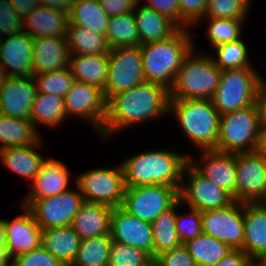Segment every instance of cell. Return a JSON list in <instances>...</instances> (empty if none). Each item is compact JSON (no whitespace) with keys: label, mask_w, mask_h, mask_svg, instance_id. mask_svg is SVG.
<instances>
[{"label":"cell","mask_w":266,"mask_h":266,"mask_svg":"<svg viewBox=\"0 0 266 266\" xmlns=\"http://www.w3.org/2000/svg\"><path fill=\"white\" fill-rule=\"evenodd\" d=\"M168 111L169 90L164 85L145 81L107 100L106 118L99 138L108 140L125 129L157 121L162 116L167 117Z\"/></svg>","instance_id":"obj_1"},{"label":"cell","mask_w":266,"mask_h":266,"mask_svg":"<svg viewBox=\"0 0 266 266\" xmlns=\"http://www.w3.org/2000/svg\"><path fill=\"white\" fill-rule=\"evenodd\" d=\"M188 154L166 149H151L122 160L125 187L166 185L180 191Z\"/></svg>","instance_id":"obj_2"},{"label":"cell","mask_w":266,"mask_h":266,"mask_svg":"<svg viewBox=\"0 0 266 266\" xmlns=\"http://www.w3.org/2000/svg\"><path fill=\"white\" fill-rule=\"evenodd\" d=\"M194 38L192 29L180 28L164 41L140 45L146 82L164 85L169 90L185 57L194 48Z\"/></svg>","instance_id":"obj_3"},{"label":"cell","mask_w":266,"mask_h":266,"mask_svg":"<svg viewBox=\"0 0 266 266\" xmlns=\"http://www.w3.org/2000/svg\"><path fill=\"white\" fill-rule=\"evenodd\" d=\"M168 114L197 151L217 150L220 114L211 99L169 100Z\"/></svg>","instance_id":"obj_4"},{"label":"cell","mask_w":266,"mask_h":266,"mask_svg":"<svg viewBox=\"0 0 266 266\" xmlns=\"http://www.w3.org/2000/svg\"><path fill=\"white\" fill-rule=\"evenodd\" d=\"M194 48L185 57L178 70L173 86L169 89V100L211 99L219 85L222 70L215 64L210 53H199Z\"/></svg>","instance_id":"obj_5"},{"label":"cell","mask_w":266,"mask_h":266,"mask_svg":"<svg viewBox=\"0 0 266 266\" xmlns=\"http://www.w3.org/2000/svg\"><path fill=\"white\" fill-rule=\"evenodd\" d=\"M260 125L255 104L221 115L217 150L228 153L254 152Z\"/></svg>","instance_id":"obj_6"},{"label":"cell","mask_w":266,"mask_h":266,"mask_svg":"<svg viewBox=\"0 0 266 266\" xmlns=\"http://www.w3.org/2000/svg\"><path fill=\"white\" fill-rule=\"evenodd\" d=\"M257 68H234L222 70L219 85L211 100L221 115L255 104Z\"/></svg>","instance_id":"obj_7"},{"label":"cell","mask_w":266,"mask_h":266,"mask_svg":"<svg viewBox=\"0 0 266 266\" xmlns=\"http://www.w3.org/2000/svg\"><path fill=\"white\" fill-rule=\"evenodd\" d=\"M84 201L116 208L123 204L125 183L121 163L112 168L97 167L78 174L74 180Z\"/></svg>","instance_id":"obj_8"},{"label":"cell","mask_w":266,"mask_h":266,"mask_svg":"<svg viewBox=\"0 0 266 266\" xmlns=\"http://www.w3.org/2000/svg\"><path fill=\"white\" fill-rule=\"evenodd\" d=\"M179 190L166 185L126 187L121 207L129 214L152 223L178 201Z\"/></svg>","instance_id":"obj_9"},{"label":"cell","mask_w":266,"mask_h":266,"mask_svg":"<svg viewBox=\"0 0 266 266\" xmlns=\"http://www.w3.org/2000/svg\"><path fill=\"white\" fill-rule=\"evenodd\" d=\"M55 196L37 200H22L20 203L33 214L39 227L49 229L70 226L82 203L83 195L78 186Z\"/></svg>","instance_id":"obj_10"},{"label":"cell","mask_w":266,"mask_h":266,"mask_svg":"<svg viewBox=\"0 0 266 266\" xmlns=\"http://www.w3.org/2000/svg\"><path fill=\"white\" fill-rule=\"evenodd\" d=\"M179 198L183 206H188L186 209L200 212L223 208L235 201L228 191L213 184L189 162L183 172Z\"/></svg>","instance_id":"obj_11"},{"label":"cell","mask_w":266,"mask_h":266,"mask_svg":"<svg viewBox=\"0 0 266 266\" xmlns=\"http://www.w3.org/2000/svg\"><path fill=\"white\" fill-rule=\"evenodd\" d=\"M108 56V79L103 91L106 101L112 95L132 89L146 81L140 46L111 48Z\"/></svg>","instance_id":"obj_12"},{"label":"cell","mask_w":266,"mask_h":266,"mask_svg":"<svg viewBox=\"0 0 266 266\" xmlns=\"http://www.w3.org/2000/svg\"><path fill=\"white\" fill-rule=\"evenodd\" d=\"M106 102L98 87L75 80L64 96V109L67 118L83 119L100 135L106 118Z\"/></svg>","instance_id":"obj_13"},{"label":"cell","mask_w":266,"mask_h":266,"mask_svg":"<svg viewBox=\"0 0 266 266\" xmlns=\"http://www.w3.org/2000/svg\"><path fill=\"white\" fill-rule=\"evenodd\" d=\"M236 201L266 202V157L263 154L236 153Z\"/></svg>","instance_id":"obj_14"},{"label":"cell","mask_w":266,"mask_h":266,"mask_svg":"<svg viewBox=\"0 0 266 266\" xmlns=\"http://www.w3.org/2000/svg\"><path fill=\"white\" fill-rule=\"evenodd\" d=\"M202 233L224 242L232 249H241L244 240V203L232 204L201 212Z\"/></svg>","instance_id":"obj_15"},{"label":"cell","mask_w":266,"mask_h":266,"mask_svg":"<svg viewBox=\"0 0 266 266\" xmlns=\"http://www.w3.org/2000/svg\"><path fill=\"white\" fill-rule=\"evenodd\" d=\"M197 152L200 159L189 154V163L213 184L228 191L236 201V153L216 149Z\"/></svg>","instance_id":"obj_16"},{"label":"cell","mask_w":266,"mask_h":266,"mask_svg":"<svg viewBox=\"0 0 266 266\" xmlns=\"http://www.w3.org/2000/svg\"><path fill=\"white\" fill-rule=\"evenodd\" d=\"M110 235L114 242L139 248L153 258L151 223L129 214L121 206L112 210Z\"/></svg>","instance_id":"obj_17"},{"label":"cell","mask_w":266,"mask_h":266,"mask_svg":"<svg viewBox=\"0 0 266 266\" xmlns=\"http://www.w3.org/2000/svg\"><path fill=\"white\" fill-rule=\"evenodd\" d=\"M33 40L34 38L23 30L0 39V68L6 76L30 77L34 75Z\"/></svg>","instance_id":"obj_18"},{"label":"cell","mask_w":266,"mask_h":266,"mask_svg":"<svg viewBox=\"0 0 266 266\" xmlns=\"http://www.w3.org/2000/svg\"><path fill=\"white\" fill-rule=\"evenodd\" d=\"M36 94L37 85L33 76H6L0 88V114L30 119Z\"/></svg>","instance_id":"obj_19"},{"label":"cell","mask_w":266,"mask_h":266,"mask_svg":"<svg viewBox=\"0 0 266 266\" xmlns=\"http://www.w3.org/2000/svg\"><path fill=\"white\" fill-rule=\"evenodd\" d=\"M20 207L23 214L13 220L4 218L6 249L12 258L40 247L42 241V229L35 221L32 212L22 204Z\"/></svg>","instance_id":"obj_20"},{"label":"cell","mask_w":266,"mask_h":266,"mask_svg":"<svg viewBox=\"0 0 266 266\" xmlns=\"http://www.w3.org/2000/svg\"><path fill=\"white\" fill-rule=\"evenodd\" d=\"M70 175L64 162L53 157L46 159L36 178L29 183V192L23 200H37L67 191L70 189Z\"/></svg>","instance_id":"obj_21"},{"label":"cell","mask_w":266,"mask_h":266,"mask_svg":"<svg viewBox=\"0 0 266 266\" xmlns=\"http://www.w3.org/2000/svg\"><path fill=\"white\" fill-rule=\"evenodd\" d=\"M70 50L66 37H38L33 40L32 63L34 75L69 66Z\"/></svg>","instance_id":"obj_22"},{"label":"cell","mask_w":266,"mask_h":266,"mask_svg":"<svg viewBox=\"0 0 266 266\" xmlns=\"http://www.w3.org/2000/svg\"><path fill=\"white\" fill-rule=\"evenodd\" d=\"M242 251L253 261L266 252V202L244 203Z\"/></svg>","instance_id":"obj_23"},{"label":"cell","mask_w":266,"mask_h":266,"mask_svg":"<svg viewBox=\"0 0 266 266\" xmlns=\"http://www.w3.org/2000/svg\"><path fill=\"white\" fill-rule=\"evenodd\" d=\"M42 143L41 139L33 145L0 149L1 164L32 183L47 159L39 152Z\"/></svg>","instance_id":"obj_24"},{"label":"cell","mask_w":266,"mask_h":266,"mask_svg":"<svg viewBox=\"0 0 266 266\" xmlns=\"http://www.w3.org/2000/svg\"><path fill=\"white\" fill-rule=\"evenodd\" d=\"M68 21L67 13L39 5L22 19V30L32 38L66 37Z\"/></svg>","instance_id":"obj_25"},{"label":"cell","mask_w":266,"mask_h":266,"mask_svg":"<svg viewBox=\"0 0 266 266\" xmlns=\"http://www.w3.org/2000/svg\"><path fill=\"white\" fill-rule=\"evenodd\" d=\"M134 18L140 38V45L164 41L174 35L180 28L165 15L138 2Z\"/></svg>","instance_id":"obj_26"},{"label":"cell","mask_w":266,"mask_h":266,"mask_svg":"<svg viewBox=\"0 0 266 266\" xmlns=\"http://www.w3.org/2000/svg\"><path fill=\"white\" fill-rule=\"evenodd\" d=\"M113 208L104 204L84 201L71 224L81 240L110 234Z\"/></svg>","instance_id":"obj_27"},{"label":"cell","mask_w":266,"mask_h":266,"mask_svg":"<svg viewBox=\"0 0 266 266\" xmlns=\"http://www.w3.org/2000/svg\"><path fill=\"white\" fill-rule=\"evenodd\" d=\"M75 80L88 83L104 91L108 79V54L70 55L69 66Z\"/></svg>","instance_id":"obj_28"},{"label":"cell","mask_w":266,"mask_h":266,"mask_svg":"<svg viewBox=\"0 0 266 266\" xmlns=\"http://www.w3.org/2000/svg\"><path fill=\"white\" fill-rule=\"evenodd\" d=\"M80 241L71 225L42 230L41 246L64 266H71L79 250Z\"/></svg>","instance_id":"obj_29"},{"label":"cell","mask_w":266,"mask_h":266,"mask_svg":"<svg viewBox=\"0 0 266 266\" xmlns=\"http://www.w3.org/2000/svg\"><path fill=\"white\" fill-rule=\"evenodd\" d=\"M41 139L30 119L0 114V149L33 145Z\"/></svg>","instance_id":"obj_30"},{"label":"cell","mask_w":266,"mask_h":266,"mask_svg":"<svg viewBox=\"0 0 266 266\" xmlns=\"http://www.w3.org/2000/svg\"><path fill=\"white\" fill-rule=\"evenodd\" d=\"M66 119L68 120L63 97L37 92L30 115V120L36 129L37 126L55 129L62 126Z\"/></svg>","instance_id":"obj_31"},{"label":"cell","mask_w":266,"mask_h":266,"mask_svg":"<svg viewBox=\"0 0 266 266\" xmlns=\"http://www.w3.org/2000/svg\"><path fill=\"white\" fill-rule=\"evenodd\" d=\"M66 38L70 55L108 54L111 49L105 35L73 23L67 25Z\"/></svg>","instance_id":"obj_32"},{"label":"cell","mask_w":266,"mask_h":266,"mask_svg":"<svg viewBox=\"0 0 266 266\" xmlns=\"http://www.w3.org/2000/svg\"><path fill=\"white\" fill-rule=\"evenodd\" d=\"M68 17V23L88 27L90 31L106 36L109 16L98 0H74Z\"/></svg>","instance_id":"obj_33"},{"label":"cell","mask_w":266,"mask_h":266,"mask_svg":"<svg viewBox=\"0 0 266 266\" xmlns=\"http://www.w3.org/2000/svg\"><path fill=\"white\" fill-rule=\"evenodd\" d=\"M183 245L197 266H214L232 250L224 242L204 233L187 240Z\"/></svg>","instance_id":"obj_34"},{"label":"cell","mask_w":266,"mask_h":266,"mask_svg":"<svg viewBox=\"0 0 266 266\" xmlns=\"http://www.w3.org/2000/svg\"><path fill=\"white\" fill-rule=\"evenodd\" d=\"M176 211L177 203L151 223L153 258L182 244L178 239L176 231Z\"/></svg>","instance_id":"obj_35"},{"label":"cell","mask_w":266,"mask_h":266,"mask_svg":"<svg viewBox=\"0 0 266 266\" xmlns=\"http://www.w3.org/2000/svg\"><path fill=\"white\" fill-rule=\"evenodd\" d=\"M106 39L110 48L140 46L134 13L109 17Z\"/></svg>","instance_id":"obj_36"},{"label":"cell","mask_w":266,"mask_h":266,"mask_svg":"<svg viewBox=\"0 0 266 266\" xmlns=\"http://www.w3.org/2000/svg\"><path fill=\"white\" fill-rule=\"evenodd\" d=\"M112 242L110 234L81 240L71 266H108Z\"/></svg>","instance_id":"obj_37"},{"label":"cell","mask_w":266,"mask_h":266,"mask_svg":"<svg viewBox=\"0 0 266 266\" xmlns=\"http://www.w3.org/2000/svg\"><path fill=\"white\" fill-rule=\"evenodd\" d=\"M243 37L237 41L220 44L213 48L215 54H210L215 64L221 70L234 68H255L251 62Z\"/></svg>","instance_id":"obj_38"},{"label":"cell","mask_w":266,"mask_h":266,"mask_svg":"<svg viewBox=\"0 0 266 266\" xmlns=\"http://www.w3.org/2000/svg\"><path fill=\"white\" fill-rule=\"evenodd\" d=\"M206 21L207 40L209 45L214 48L220 44L234 42L243 37V24L245 20L203 18L199 22Z\"/></svg>","instance_id":"obj_39"},{"label":"cell","mask_w":266,"mask_h":266,"mask_svg":"<svg viewBox=\"0 0 266 266\" xmlns=\"http://www.w3.org/2000/svg\"><path fill=\"white\" fill-rule=\"evenodd\" d=\"M33 77L37 85V92L54 94L63 98L75 81L69 67L33 75Z\"/></svg>","instance_id":"obj_40"},{"label":"cell","mask_w":266,"mask_h":266,"mask_svg":"<svg viewBox=\"0 0 266 266\" xmlns=\"http://www.w3.org/2000/svg\"><path fill=\"white\" fill-rule=\"evenodd\" d=\"M251 0H209L205 18L246 20Z\"/></svg>","instance_id":"obj_41"},{"label":"cell","mask_w":266,"mask_h":266,"mask_svg":"<svg viewBox=\"0 0 266 266\" xmlns=\"http://www.w3.org/2000/svg\"><path fill=\"white\" fill-rule=\"evenodd\" d=\"M151 259L148 253L139 248L113 241L108 266H145Z\"/></svg>","instance_id":"obj_42"},{"label":"cell","mask_w":266,"mask_h":266,"mask_svg":"<svg viewBox=\"0 0 266 266\" xmlns=\"http://www.w3.org/2000/svg\"><path fill=\"white\" fill-rule=\"evenodd\" d=\"M182 206L179 200L177 202L176 231L178 239L183 244L187 240L202 234V216L200 211L191 208L185 211L187 213L180 214L178 210H180Z\"/></svg>","instance_id":"obj_43"},{"label":"cell","mask_w":266,"mask_h":266,"mask_svg":"<svg viewBox=\"0 0 266 266\" xmlns=\"http://www.w3.org/2000/svg\"><path fill=\"white\" fill-rule=\"evenodd\" d=\"M209 0H179V28L198 26L205 18Z\"/></svg>","instance_id":"obj_44"},{"label":"cell","mask_w":266,"mask_h":266,"mask_svg":"<svg viewBox=\"0 0 266 266\" xmlns=\"http://www.w3.org/2000/svg\"><path fill=\"white\" fill-rule=\"evenodd\" d=\"M22 31V18L9 0H0V39Z\"/></svg>","instance_id":"obj_45"},{"label":"cell","mask_w":266,"mask_h":266,"mask_svg":"<svg viewBox=\"0 0 266 266\" xmlns=\"http://www.w3.org/2000/svg\"><path fill=\"white\" fill-rule=\"evenodd\" d=\"M11 266H64L42 246L12 258Z\"/></svg>","instance_id":"obj_46"},{"label":"cell","mask_w":266,"mask_h":266,"mask_svg":"<svg viewBox=\"0 0 266 266\" xmlns=\"http://www.w3.org/2000/svg\"><path fill=\"white\" fill-rule=\"evenodd\" d=\"M155 260L160 266H197L183 244L160 253L155 257Z\"/></svg>","instance_id":"obj_47"},{"label":"cell","mask_w":266,"mask_h":266,"mask_svg":"<svg viewBox=\"0 0 266 266\" xmlns=\"http://www.w3.org/2000/svg\"><path fill=\"white\" fill-rule=\"evenodd\" d=\"M141 4L165 15L179 27V0H139Z\"/></svg>","instance_id":"obj_48"},{"label":"cell","mask_w":266,"mask_h":266,"mask_svg":"<svg viewBox=\"0 0 266 266\" xmlns=\"http://www.w3.org/2000/svg\"><path fill=\"white\" fill-rule=\"evenodd\" d=\"M100 7L109 16L132 13L139 0H98Z\"/></svg>","instance_id":"obj_49"},{"label":"cell","mask_w":266,"mask_h":266,"mask_svg":"<svg viewBox=\"0 0 266 266\" xmlns=\"http://www.w3.org/2000/svg\"><path fill=\"white\" fill-rule=\"evenodd\" d=\"M253 262L241 249H232L214 266H250Z\"/></svg>","instance_id":"obj_50"},{"label":"cell","mask_w":266,"mask_h":266,"mask_svg":"<svg viewBox=\"0 0 266 266\" xmlns=\"http://www.w3.org/2000/svg\"><path fill=\"white\" fill-rule=\"evenodd\" d=\"M255 106L260 118V123L266 124V79L261 75L257 81Z\"/></svg>","instance_id":"obj_51"},{"label":"cell","mask_w":266,"mask_h":266,"mask_svg":"<svg viewBox=\"0 0 266 266\" xmlns=\"http://www.w3.org/2000/svg\"><path fill=\"white\" fill-rule=\"evenodd\" d=\"M9 2L22 19L40 5L39 0H9Z\"/></svg>","instance_id":"obj_52"},{"label":"cell","mask_w":266,"mask_h":266,"mask_svg":"<svg viewBox=\"0 0 266 266\" xmlns=\"http://www.w3.org/2000/svg\"><path fill=\"white\" fill-rule=\"evenodd\" d=\"M74 0H39V4L43 7H49L63 11L69 15Z\"/></svg>","instance_id":"obj_53"},{"label":"cell","mask_w":266,"mask_h":266,"mask_svg":"<svg viewBox=\"0 0 266 266\" xmlns=\"http://www.w3.org/2000/svg\"><path fill=\"white\" fill-rule=\"evenodd\" d=\"M255 151L266 157V124L260 125L259 137Z\"/></svg>","instance_id":"obj_54"},{"label":"cell","mask_w":266,"mask_h":266,"mask_svg":"<svg viewBox=\"0 0 266 266\" xmlns=\"http://www.w3.org/2000/svg\"><path fill=\"white\" fill-rule=\"evenodd\" d=\"M12 257L7 249H0V266H11Z\"/></svg>","instance_id":"obj_55"},{"label":"cell","mask_w":266,"mask_h":266,"mask_svg":"<svg viewBox=\"0 0 266 266\" xmlns=\"http://www.w3.org/2000/svg\"><path fill=\"white\" fill-rule=\"evenodd\" d=\"M7 238L5 232L4 218L0 219V249H6Z\"/></svg>","instance_id":"obj_56"},{"label":"cell","mask_w":266,"mask_h":266,"mask_svg":"<svg viewBox=\"0 0 266 266\" xmlns=\"http://www.w3.org/2000/svg\"><path fill=\"white\" fill-rule=\"evenodd\" d=\"M258 266H266V252L254 261Z\"/></svg>","instance_id":"obj_57"},{"label":"cell","mask_w":266,"mask_h":266,"mask_svg":"<svg viewBox=\"0 0 266 266\" xmlns=\"http://www.w3.org/2000/svg\"><path fill=\"white\" fill-rule=\"evenodd\" d=\"M145 266H160V264L155 260V258H152Z\"/></svg>","instance_id":"obj_58"},{"label":"cell","mask_w":266,"mask_h":266,"mask_svg":"<svg viewBox=\"0 0 266 266\" xmlns=\"http://www.w3.org/2000/svg\"><path fill=\"white\" fill-rule=\"evenodd\" d=\"M5 77L6 75L4 74L3 70L0 68V88L2 87Z\"/></svg>","instance_id":"obj_59"},{"label":"cell","mask_w":266,"mask_h":266,"mask_svg":"<svg viewBox=\"0 0 266 266\" xmlns=\"http://www.w3.org/2000/svg\"><path fill=\"white\" fill-rule=\"evenodd\" d=\"M250 266H258L255 262H253Z\"/></svg>","instance_id":"obj_60"}]
</instances>
